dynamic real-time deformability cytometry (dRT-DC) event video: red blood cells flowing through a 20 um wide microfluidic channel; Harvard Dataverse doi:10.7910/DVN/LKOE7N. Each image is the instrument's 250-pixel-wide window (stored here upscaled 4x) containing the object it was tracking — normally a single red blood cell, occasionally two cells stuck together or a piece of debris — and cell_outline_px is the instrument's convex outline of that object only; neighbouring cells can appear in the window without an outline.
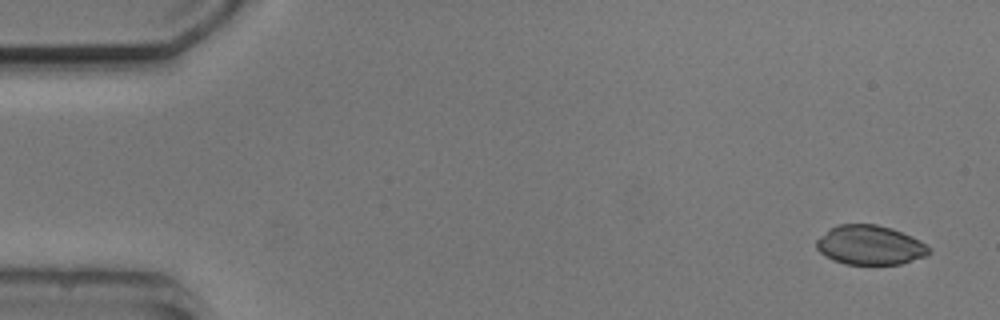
{"species": "common noctule bat (a hibernating species)", "species_latin": "Nyctalus noctula", "temperature_condition": "cold", "stored_images_in_passage": 4, "camera_frame_rate_fps": 3000, "um_per_image_px": 0.085, "animal": {"sex": "male", "body_mass_g": 20.5, "forearm_length_mm": 52.5}, "frame": {"image": 1, "passage_image": 1, "time_ms": 0.0, "image_size_px": [1000, 320], "cell_outline_px": [[932, 252], [928, 256], [900, 264], [844, 264], [832, 260], [824, 256], [816, 248], [816, 240], [820, 236], [836, 224], [876, 224], [892, 228], [912, 236], [920, 240], [932, 248]], "centroid_in_image_um": [73.97, 20.84], "position_along_channel_um": 11.0, "area_um2": 26.18}}
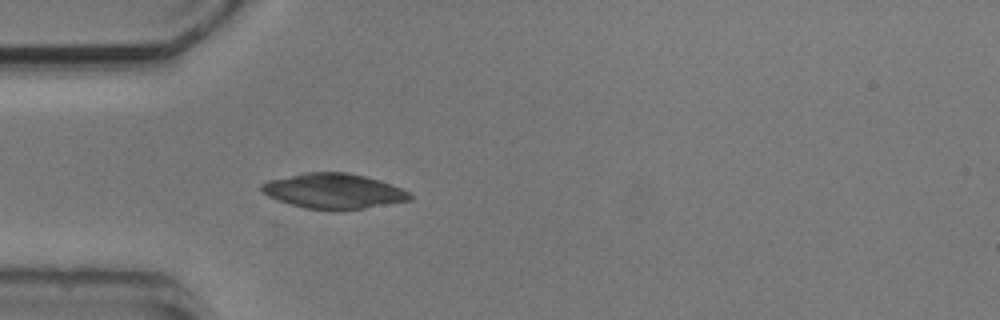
{"frame": {"image": 2, "passage_image": 4, "time_ms": 4.333, "image_size_px": [1000, 320], "cell_outline_px": [[412, 200], [364, 208], [336, 212], [332, 212], [304, 208], [268, 196], [260, 188], [260, 184], [268, 180], [304, 172], [348, 172], [380, 180], [400, 188], [408, 192], [412, 196]], "centroid_in_image_um": [28.35, 16.25], "position_along_channel_um": 56.6, "area_um2": 30.63}}